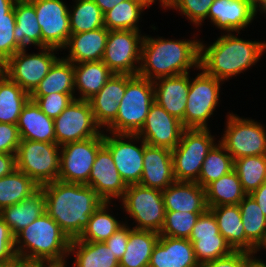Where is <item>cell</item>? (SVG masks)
Instances as JSON below:
<instances>
[{"instance_id": "cell-40", "label": "cell", "mask_w": 266, "mask_h": 267, "mask_svg": "<svg viewBox=\"0 0 266 267\" xmlns=\"http://www.w3.org/2000/svg\"><path fill=\"white\" fill-rule=\"evenodd\" d=\"M110 202H103L92 214L87 226L77 240L86 242H104L124 223L118 221L113 215L108 213Z\"/></svg>"}, {"instance_id": "cell-30", "label": "cell", "mask_w": 266, "mask_h": 267, "mask_svg": "<svg viewBox=\"0 0 266 267\" xmlns=\"http://www.w3.org/2000/svg\"><path fill=\"white\" fill-rule=\"evenodd\" d=\"M114 73L103 61L74 64V87L78 100H89L106 84Z\"/></svg>"}, {"instance_id": "cell-22", "label": "cell", "mask_w": 266, "mask_h": 267, "mask_svg": "<svg viewBox=\"0 0 266 267\" xmlns=\"http://www.w3.org/2000/svg\"><path fill=\"white\" fill-rule=\"evenodd\" d=\"M126 91V74H113L106 84L88 101L98 126L108 128L115 120Z\"/></svg>"}, {"instance_id": "cell-31", "label": "cell", "mask_w": 266, "mask_h": 267, "mask_svg": "<svg viewBox=\"0 0 266 267\" xmlns=\"http://www.w3.org/2000/svg\"><path fill=\"white\" fill-rule=\"evenodd\" d=\"M75 254L73 267H119V260L104 242L70 241L69 255Z\"/></svg>"}, {"instance_id": "cell-17", "label": "cell", "mask_w": 266, "mask_h": 267, "mask_svg": "<svg viewBox=\"0 0 266 267\" xmlns=\"http://www.w3.org/2000/svg\"><path fill=\"white\" fill-rule=\"evenodd\" d=\"M188 240L199 264L228 256L234 251L220 234L216 218L209 209L198 217Z\"/></svg>"}, {"instance_id": "cell-57", "label": "cell", "mask_w": 266, "mask_h": 267, "mask_svg": "<svg viewBox=\"0 0 266 267\" xmlns=\"http://www.w3.org/2000/svg\"><path fill=\"white\" fill-rule=\"evenodd\" d=\"M254 10L256 12L260 11L261 14H266V0H252ZM263 12V13H262Z\"/></svg>"}, {"instance_id": "cell-61", "label": "cell", "mask_w": 266, "mask_h": 267, "mask_svg": "<svg viewBox=\"0 0 266 267\" xmlns=\"http://www.w3.org/2000/svg\"><path fill=\"white\" fill-rule=\"evenodd\" d=\"M66 266H67V263L59 264V267H66Z\"/></svg>"}, {"instance_id": "cell-39", "label": "cell", "mask_w": 266, "mask_h": 267, "mask_svg": "<svg viewBox=\"0 0 266 267\" xmlns=\"http://www.w3.org/2000/svg\"><path fill=\"white\" fill-rule=\"evenodd\" d=\"M238 205L246 238L260 251L266 243V216L250 194Z\"/></svg>"}, {"instance_id": "cell-32", "label": "cell", "mask_w": 266, "mask_h": 267, "mask_svg": "<svg viewBox=\"0 0 266 267\" xmlns=\"http://www.w3.org/2000/svg\"><path fill=\"white\" fill-rule=\"evenodd\" d=\"M160 234L152 230H136L129 227V240L119 267H148L153 248Z\"/></svg>"}, {"instance_id": "cell-18", "label": "cell", "mask_w": 266, "mask_h": 267, "mask_svg": "<svg viewBox=\"0 0 266 267\" xmlns=\"http://www.w3.org/2000/svg\"><path fill=\"white\" fill-rule=\"evenodd\" d=\"M184 129L181 121L168 114L154 101L137 135L147 145L173 150L180 142Z\"/></svg>"}, {"instance_id": "cell-29", "label": "cell", "mask_w": 266, "mask_h": 267, "mask_svg": "<svg viewBox=\"0 0 266 267\" xmlns=\"http://www.w3.org/2000/svg\"><path fill=\"white\" fill-rule=\"evenodd\" d=\"M46 212V198L41 187L20 203L6 207L0 211V217L8 225L13 235Z\"/></svg>"}, {"instance_id": "cell-50", "label": "cell", "mask_w": 266, "mask_h": 267, "mask_svg": "<svg viewBox=\"0 0 266 267\" xmlns=\"http://www.w3.org/2000/svg\"><path fill=\"white\" fill-rule=\"evenodd\" d=\"M253 254L246 251H233L230 255L199 264V267H242Z\"/></svg>"}, {"instance_id": "cell-59", "label": "cell", "mask_w": 266, "mask_h": 267, "mask_svg": "<svg viewBox=\"0 0 266 267\" xmlns=\"http://www.w3.org/2000/svg\"><path fill=\"white\" fill-rule=\"evenodd\" d=\"M34 267H59V264H53V265H34Z\"/></svg>"}, {"instance_id": "cell-8", "label": "cell", "mask_w": 266, "mask_h": 267, "mask_svg": "<svg viewBox=\"0 0 266 267\" xmlns=\"http://www.w3.org/2000/svg\"><path fill=\"white\" fill-rule=\"evenodd\" d=\"M124 211L136 222V230L160 233L165 222L166 209L162 191L140 184L128 185L121 199Z\"/></svg>"}, {"instance_id": "cell-45", "label": "cell", "mask_w": 266, "mask_h": 267, "mask_svg": "<svg viewBox=\"0 0 266 267\" xmlns=\"http://www.w3.org/2000/svg\"><path fill=\"white\" fill-rule=\"evenodd\" d=\"M214 0H162L161 6L164 9H175L185 15L188 20L195 25H202L201 23L207 19L210 6Z\"/></svg>"}, {"instance_id": "cell-27", "label": "cell", "mask_w": 266, "mask_h": 267, "mask_svg": "<svg viewBox=\"0 0 266 267\" xmlns=\"http://www.w3.org/2000/svg\"><path fill=\"white\" fill-rule=\"evenodd\" d=\"M109 30L104 26L95 30L71 34L63 49L69 54L64 59L71 63L102 61Z\"/></svg>"}, {"instance_id": "cell-11", "label": "cell", "mask_w": 266, "mask_h": 267, "mask_svg": "<svg viewBox=\"0 0 266 267\" xmlns=\"http://www.w3.org/2000/svg\"><path fill=\"white\" fill-rule=\"evenodd\" d=\"M39 51L40 53L36 54H26V48L21 49L9 58L2 67L5 75L29 95L58 59L55 55L57 54L55 51H59L57 48L41 47Z\"/></svg>"}, {"instance_id": "cell-3", "label": "cell", "mask_w": 266, "mask_h": 267, "mask_svg": "<svg viewBox=\"0 0 266 267\" xmlns=\"http://www.w3.org/2000/svg\"><path fill=\"white\" fill-rule=\"evenodd\" d=\"M265 50V41L243 40L233 33L223 34L208 47L200 40L199 67L225 82L255 65Z\"/></svg>"}, {"instance_id": "cell-13", "label": "cell", "mask_w": 266, "mask_h": 267, "mask_svg": "<svg viewBox=\"0 0 266 267\" xmlns=\"http://www.w3.org/2000/svg\"><path fill=\"white\" fill-rule=\"evenodd\" d=\"M140 33L133 30H109L102 61L113 73L138 75L144 37Z\"/></svg>"}, {"instance_id": "cell-34", "label": "cell", "mask_w": 266, "mask_h": 267, "mask_svg": "<svg viewBox=\"0 0 266 267\" xmlns=\"http://www.w3.org/2000/svg\"><path fill=\"white\" fill-rule=\"evenodd\" d=\"M16 26L14 37L22 48L28 45L42 47L41 27L38 24L34 6L28 0H16L14 4Z\"/></svg>"}, {"instance_id": "cell-55", "label": "cell", "mask_w": 266, "mask_h": 267, "mask_svg": "<svg viewBox=\"0 0 266 267\" xmlns=\"http://www.w3.org/2000/svg\"><path fill=\"white\" fill-rule=\"evenodd\" d=\"M16 0H0V19H8V13L14 8Z\"/></svg>"}, {"instance_id": "cell-1", "label": "cell", "mask_w": 266, "mask_h": 267, "mask_svg": "<svg viewBox=\"0 0 266 267\" xmlns=\"http://www.w3.org/2000/svg\"><path fill=\"white\" fill-rule=\"evenodd\" d=\"M46 198V213L72 240L87 226L104 202L88 185L54 181L40 186Z\"/></svg>"}, {"instance_id": "cell-24", "label": "cell", "mask_w": 266, "mask_h": 267, "mask_svg": "<svg viewBox=\"0 0 266 267\" xmlns=\"http://www.w3.org/2000/svg\"><path fill=\"white\" fill-rule=\"evenodd\" d=\"M148 267H199V263L188 239L160 235Z\"/></svg>"}, {"instance_id": "cell-44", "label": "cell", "mask_w": 266, "mask_h": 267, "mask_svg": "<svg viewBox=\"0 0 266 267\" xmlns=\"http://www.w3.org/2000/svg\"><path fill=\"white\" fill-rule=\"evenodd\" d=\"M204 212L166 211L160 235L189 239L198 217Z\"/></svg>"}, {"instance_id": "cell-10", "label": "cell", "mask_w": 266, "mask_h": 267, "mask_svg": "<svg viewBox=\"0 0 266 267\" xmlns=\"http://www.w3.org/2000/svg\"><path fill=\"white\" fill-rule=\"evenodd\" d=\"M229 113L222 139L218 142L233 157L266 155L265 125Z\"/></svg>"}, {"instance_id": "cell-4", "label": "cell", "mask_w": 266, "mask_h": 267, "mask_svg": "<svg viewBox=\"0 0 266 267\" xmlns=\"http://www.w3.org/2000/svg\"><path fill=\"white\" fill-rule=\"evenodd\" d=\"M71 239L45 212L15 236V253L21 264H64Z\"/></svg>"}, {"instance_id": "cell-62", "label": "cell", "mask_w": 266, "mask_h": 267, "mask_svg": "<svg viewBox=\"0 0 266 267\" xmlns=\"http://www.w3.org/2000/svg\"><path fill=\"white\" fill-rule=\"evenodd\" d=\"M3 67V63L0 61V69H2Z\"/></svg>"}, {"instance_id": "cell-58", "label": "cell", "mask_w": 266, "mask_h": 267, "mask_svg": "<svg viewBox=\"0 0 266 267\" xmlns=\"http://www.w3.org/2000/svg\"><path fill=\"white\" fill-rule=\"evenodd\" d=\"M21 263H10L6 265H0V267H19Z\"/></svg>"}, {"instance_id": "cell-28", "label": "cell", "mask_w": 266, "mask_h": 267, "mask_svg": "<svg viewBox=\"0 0 266 267\" xmlns=\"http://www.w3.org/2000/svg\"><path fill=\"white\" fill-rule=\"evenodd\" d=\"M17 127L21 139L55 143L54 119L46 116L35 101L29 99L24 105Z\"/></svg>"}, {"instance_id": "cell-33", "label": "cell", "mask_w": 266, "mask_h": 267, "mask_svg": "<svg viewBox=\"0 0 266 267\" xmlns=\"http://www.w3.org/2000/svg\"><path fill=\"white\" fill-rule=\"evenodd\" d=\"M52 93L74 94V64L59 58L49 69L48 74L39 82L30 97H41Z\"/></svg>"}, {"instance_id": "cell-54", "label": "cell", "mask_w": 266, "mask_h": 267, "mask_svg": "<svg viewBox=\"0 0 266 267\" xmlns=\"http://www.w3.org/2000/svg\"><path fill=\"white\" fill-rule=\"evenodd\" d=\"M93 1L101 9L102 13L105 14L113 7L126 0H93Z\"/></svg>"}, {"instance_id": "cell-48", "label": "cell", "mask_w": 266, "mask_h": 267, "mask_svg": "<svg viewBox=\"0 0 266 267\" xmlns=\"http://www.w3.org/2000/svg\"><path fill=\"white\" fill-rule=\"evenodd\" d=\"M20 263L15 253V236L0 217V265Z\"/></svg>"}, {"instance_id": "cell-15", "label": "cell", "mask_w": 266, "mask_h": 267, "mask_svg": "<svg viewBox=\"0 0 266 267\" xmlns=\"http://www.w3.org/2000/svg\"><path fill=\"white\" fill-rule=\"evenodd\" d=\"M109 134L104 133V145L110 150L121 178L127 186L139 184L143 172L144 141L137 134ZM135 141H141V146L135 145Z\"/></svg>"}, {"instance_id": "cell-46", "label": "cell", "mask_w": 266, "mask_h": 267, "mask_svg": "<svg viewBox=\"0 0 266 267\" xmlns=\"http://www.w3.org/2000/svg\"><path fill=\"white\" fill-rule=\"evenodd\" d=\"M14 8L8 13V19H0V61L4 64L22 48L16 43Z\"/></svg>"}, {"instance_id": "cell-60", "label": "cell", "mask_w": 266, "mask_h": 267, "mask_svg": "<svg viewBox=\"0 0 266 267\" xmlns=\"http://www.w3.org/2000/svg\"><path fill=\"white\" fill-rule=\"evenodd\" d=\"M19 267H34L32 264H21Z\"/></svg>"}, {"instance_id": "cell-21", "label": "cell", "mask_w": 266, "mask_h": 267, "mask_svg": "<svg viewBox=\"0 0 266 267\" xmlns=\"http://www.w3.org/2000/svg\"><path fill=\"white\" fill-rule=\"evenodd\" d=\"M174 181L172 150L144 142L143 172L139 184L163 191Z\"/></svg>"}, {"instance_id": "cell-14", "label": "cell", "mask_w": 266, "mask_h": 267, "mask_svg": "<svg viewBox=\"0 0 266 267\" xmlns=\"http://www.w3.org/2000/svg\"><path fill=\"white\" fill-rule=\"evenodd\" d=\"M55 143L62 146L69 142L81 141L100 135L104 130L94 119L88 100L74 101L54 119Z\"/></svg>"}, {"instance_id": "cell-53", "label": "cell", "mask_w": 266, "mask_h": 267, "mask_svg": "<svg viewBox=\"0 0 266 267\" xmlns=\"http://www.w3.org/2000/svg\"><path fill=\"white\" fill-rule=\"evenodd\" d=\"M266 216V182L250 194Z\"/></svg>"}, {"instance_id": "cell-23", "label": "cell", "mask_w": 266, "mask_h": 267, "mask_svg": "<svg viewBox=\"0 0 266 267\" xmlns=\"http://www.w3.org/2000/svg\"><path fill=\"white\" fill-rule=\"evenodd\" d=\"M189 78H191L189 73H185L153 81L155 102L168 114L181 121L183 127L190 85Z\"/></svg>"}, {"instance_id": "cell-37", "label": "cell", "mask_w": 266, "mask_h": 267, "mask_svg": "<svg viewBox=\"0 0 266 267\" xmlns=\"http://www.w3.org/2000/svg\"><path fill=\"white\" fill-rule=\"evenodd\" d=\"M205 192L208 207L236 205L247 195L234 170L210 183Z\"/></svg>"}, {"instance_id": "cell-6", "label": "cell", "mask_w": 266, "mask_h": 267, "mask_svg": "<svg viewBox=\"0 0 266 267\" xmlns=\"http://www.w3.org/2000/svg\"><path fill=\"white\" fill-rule=\"evenodd\" d=\"M210 129H184L172 150L175 181L197 182L208 152L216 144Z\"/></svg>"}, {"instance_id": "cell-26", "label": "cell", "mask_w": 266, "mask_h": 267, "mask_svg": "<svg viewBox=\"0 0 266 267\" xmlns=\"http://www.w3.org/2000/svg\"><path fill=\"white\" fill-rule=\"evenodd\" d=\"M208 208L216 218L220 234L234 251L257 254L259 250L246 238L238 204Z\"/></svg>"}, {"instance_id": "cell-56", "label": "cell", "mask_w": 266, "mask_h": 267, "mask_svg": "<svg viewBox=\"0 0 266 267\" xmlns=\"http://www.w3.org/2000/svg\"><path fill=\"white\" fill-rule=\"evenodd\" d=\"M242 267H266V262L254 255Z\"/></svg>"}, {"instance_id": "cell-42", "label": "cell", "mask_w": 266, "mask_h": 267, "mask_svg": "<svg viewBox=\"0 0 266 267\" xmlns=\"http://www.w3.org/2000/svg\"><path fill=\"white\" fill-rule=\"evenodd\" d=\"M244 192L249 195L266 182V155L245 156L234 160Z\"/></svg>"}, {"instance_id": "cell-41", "label": "cell", "mask_w": 266, "mask_h": 267, "mask_svg": "<svg viewBox=\"0 0 266 267\" xmlns=\"http://www.w3.org/2000/svg\"><path fill=\"white\" fill-rule=\"evenodd\" d=\"M218 144V145H217ZM234 159L218 142L208 152L197 183L206 188L210 183L233 171Z\"/></svg>"}, {"instance_id": "cell-52", "label": "cell", "mask_w": 266, "mask_h": 267, "mask_svg": "<svg viewBox=\"0 0 266 267\" xmlns=\"http://www.w3.org/2000/svg\"><path fill=\"white\" fill-rule=\"evenodd\" d=\"M16 169L15 154H0V178Z\"/></svg>"}, {"instance_id": "cell-19", "label": "cell", "mask_w": 266, "mask_h": 267, "mask_svg": "<svg viewBox=\"0 0 266 267\" xmlns=\"http://www.w3.org/2000/svg\"><path fill=\"white\" fill-rule=\"evenodd\" d=\"M90 186L104 202L121 199L127 189L113 161L110 150L103 145L97 152L88 180Z\"/></svg>"}, {"instance_id": "cell-2", "label": "cell", "mask_w": 266, "mask_h": 267, "mask_svg": "<svg viewBox=\"0 0 266 267\" xmlns=\"http://www.w3.org/2000/svg\"><path fill=\"white\" fill-rule=\"evenodd\" d=\"M200 40H173L144 35L138 75L152 82L199 70Z\"/></svg>"}, {"instance_id": "cell-16", "label": "cell", "mask_w": 266, "mask_h": 267, "mask_svg": "<svg viewBox=\"0 0 266 267\" xmlns=\"http://www.w3.org/2000/svg\"><path fill=\"white\" fill-rule=\"evenodd\" d=\"M41 27L42 47L63 49L70 35L69 8L62 0H28Z\"/></svg>"}, {"instance_id": "cell-20", "label": "cell", "mask_w": 266, "mask_h": 267, "mask_svg": "<svg viewBox=\"0 0 266 267\" xmlns=\"http://www.w3.org/2000/svg\"><path fill=\"white\" fill-rule=\"evenodd\" d=\"M256 16L252 0H214L207 18L219 29L237 32L249 26Z\"/></svg>"}, {"instance_id": "cell-47", "label": "cell", "mask_w": 266, "mask_h": 267, "mask_svg": "<svg viewBox=\"0 0 266 267\" xmlns=\"http://www.w3.org/2000/svg\"><path fill=\"white\" fill-rule=\"evenodd\" d=\"M74 99H76L74 94L61 93H52L41 97H30V100L35 101L41 111L52 119L57 118Z\"/></svg>"}, {"instance_id": "cell-63", "label": "cell", "mask_w": 266, "mask_h": 267, "mask_svg": "<svg viewBox=\"0 0 266 267\" xmlns=\"http://www.w3.org/2000/svg\"><path fill=\"white\" fill-rule=\"evenodd\" d=\"M262 249L264 248V249H266V243L261 247Z\"/></svg>"}, {"instance_id": "cell-51", "label": "cell", "mask_w": 266, "mask_h": 267, "mask_svg": "<svg viewBox=\"0 0 266 267\" xmlns=\"http://www.w3.org/2000/svg\"><path fill=\"white\" fill-rule=\"evenodd\" d=\"M129 240V226L123 224L119 229H117L114 234H112L104 243L110 250L115 254V256L120 260L125 251Z\"/></svg>"}, {"instance_id": "cell-5", "label": "cell", "mask_w": 266, "mask_h": 267, "mask_svg": "<svg viewBox=\"0 0 266 267\" xmlns=\"http://www.w3.org/2000/svg\"><path fill=\"white\" fill-rule=\"evenodd\" d=\"M154 101V85L151 80L126 74L125 95L119 104L116 120L106 129V133L138 134Z\"/></svg>"}, {"instance_id": "cell-36", "label": "cell", "mask_w": 266, "mask_h": 267, "mask_svg": "<svg viewBox=\"0 0 266 267\" xmlns=\"http://www.w3.org/2000/svg\"><path fill=\"white\" fill-rule=\"evenodd\" d=\"M152 0H126L104 14V26L108 30L140 31L137 23L144 8H150Z\"/></svg>"}, {"instance_id": "cell-49", "label": "cell", "mask_w": 266, "mask_h": 267, "mask_svg": "<svg viewBox=\"0 0 266 267\" xmlns=\"http://www.w3.org/2000/svg\"><path fill=\"white\" fill-rule=\"evenodd\" d=\"M20 140L17 125L0 123V154H16Z\"/></svg>"}, {"instance_id": "cell-7", "label": "cell", "mask_w": 266, "mask_h": 267, "mask_svg": "<svg viewBox=\"0 0 266 267\" xmlns=\"http://www.w3.org/2000/svg\"><path fill=\"white\" fill-rule=\"evenodd\" d=\"M15 160L16 168L39 186L58 180L60 146L56 143L21 139Z\"/></svg>"}, {"instance_id": "cell-25", "label": "cell", "mask_w": 266, "mask_h": 267, "mask_svg": "<svg viewBox=\"0 0 266 267\" xmlns=\"http://www.w3.org/2000/svg\"><path fill=\"white\" fill-rule=\"evenodd\" d=\"M166 211L206 212V192L197 182L174 181L162 191Z\"/></svg>"}, {"instance_id": "cell-38", "label": "cell", "mask_w": 266, "mask_h": 267, "mask_svg": "<svg viewBox=\"0 0 266 267\" xmlns=\"http://www.w3.org/2000/svg\"><path fill=\"white\" fill-rule=\"evenodd\" d=\"M39 188L33 179L16 168L9 175L0 178V211L20 203Z\"/></svg>"}, {"instance_id": "cell-43", "label": "cell", "mask_w": 266, "mask_h": 267, "mask_svg": "<svg viewBox=\"0 0 266 267\" xmlns=\"http://www.w3.org/2000/svg\"><path fill=\"white\" fill-rule=\"evenodd\" d=\"M69 10L71 34L87 32L104 27V14L93 0H76Z\"/></svg>"}, {"instance_id": "cell-9", "label": "cell", "mask_w": 266, "mask_h": 267, "mask_svg": "<svg viewBox=\"0 0 266 267\" xmlns=\"http://www.w3.org/2000/svg\"><path fill=\"white\" fill-rule=\"evenodd\" d=\"M199 69L202 72L190 79L184 113L185 129H209L207 122L220 100L222 81L207 74L200 67Z\"/></svg>"}, {"instance_id": "cell-35", "label": "cell", "mask_w": 266, "mask_h": 267, "mask_svg": "<svg viewBox=\"0 0 266 267\" xmlns=\"http://www.w3.org/2000/svg\"><path fill=\"white\" fill-rule=\"evenodd\" d=\"M29 99L30 95L0 69V123L17 125L22 108Z\"/></svg>"}, {"instance_id": "cell-12", "label": "cell", "mask_w": 266, "mask_h": 267, "mask_svg": "<svg viewBox=\"0 0 266 267\" xmlns=\"http://www.w3.org/2000/svg\"><path fill=\"white\" fill-rule=\"evenodd\" d=\"M104 145V133L60 146L58 180L65 183L88 185L89 176L98 150Z\"/></svg>"}]
</instances>
